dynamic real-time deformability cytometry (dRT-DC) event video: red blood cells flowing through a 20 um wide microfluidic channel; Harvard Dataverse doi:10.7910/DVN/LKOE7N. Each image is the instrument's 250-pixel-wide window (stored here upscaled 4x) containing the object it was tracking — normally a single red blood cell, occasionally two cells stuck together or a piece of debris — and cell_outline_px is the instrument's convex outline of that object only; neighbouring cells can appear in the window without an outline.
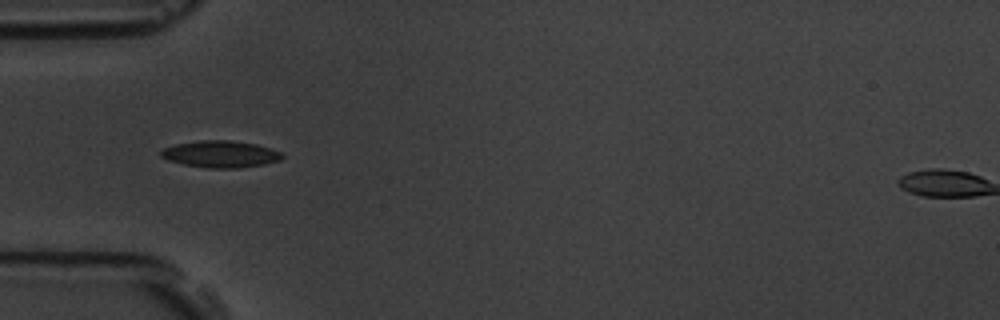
{"species": "common noctule bat (a hibernating species)", "species_latin": "Nyctalus noctula", "temperature_condition": "room temperature", "stored_images_in_passage": 7, "camera_frame_rate_fps": 3000, "um_per_image_px": 0.085, "animal": {"sex": "male", "body_mass_g": 19.5, "forearm_length_mm": 54.6}, "frame": {"image": 1, "passage_image": 4, "time_ms": 3.667, "image_size_px": [1000, 320], "cell_outline_px": [[284, 156], [280, 160], [264, 164], [236, 168], [208, 168], [184, 164], [168, 160], [160, 156], [160, 152], [164, 148], [176, 144], [200, 140], [232, 140], [256, 144], [280, 152]], "centroid_in_image_um": [18.73, 13.09], "position_along_channel_um": 66.3, "area_um2": 18.79}}
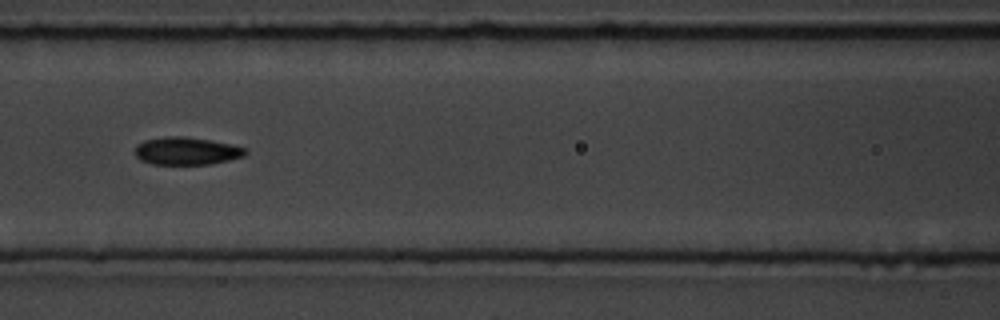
{"frame": {"image": 2, "passage_image": 6, "time_ms": 6.0, "image_size_px": [1000, 320], "cell_outline_px": [[248, 152], [244, 156], [212, 164], [152, 164], [140, 160], [132, 152], [136, 144], [144, 140], [164, 136], [184, 136], [232, 144], [248, 148]], "centroid_in_image_um": [15.83, 12.83], "position_along_channel_um": 150.8, "area_um2": 18.09}}
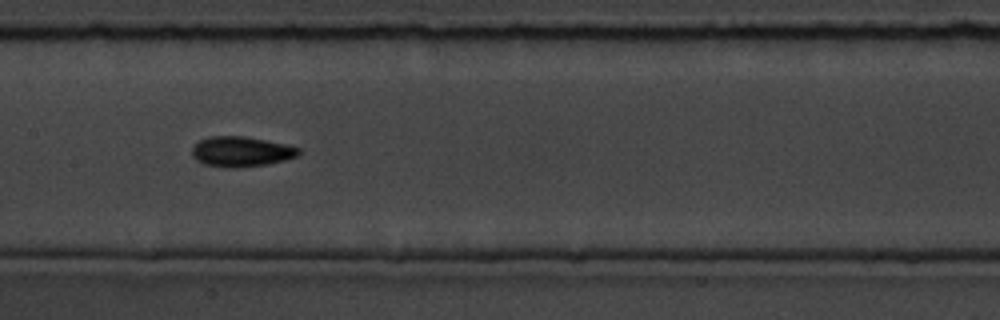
{"frame": {"image": 3, "passage_image": 7, "time_ms": 7.0, "image_size_px": [1000, 320], "cell_outline_px": [[300, 152], [296, 156], [284, 160], [268, 164], [236, 168], [224, 168], [204, 164], [196, 160], [192, 156], [192, 148], [200, 140], [208, 136], [244, 136], [284, 144], [300, 148]], "centroid_in_image_um": [20.46, 12.89], "position_along_channel_um": 186.9, "area_um2": 18.73}}